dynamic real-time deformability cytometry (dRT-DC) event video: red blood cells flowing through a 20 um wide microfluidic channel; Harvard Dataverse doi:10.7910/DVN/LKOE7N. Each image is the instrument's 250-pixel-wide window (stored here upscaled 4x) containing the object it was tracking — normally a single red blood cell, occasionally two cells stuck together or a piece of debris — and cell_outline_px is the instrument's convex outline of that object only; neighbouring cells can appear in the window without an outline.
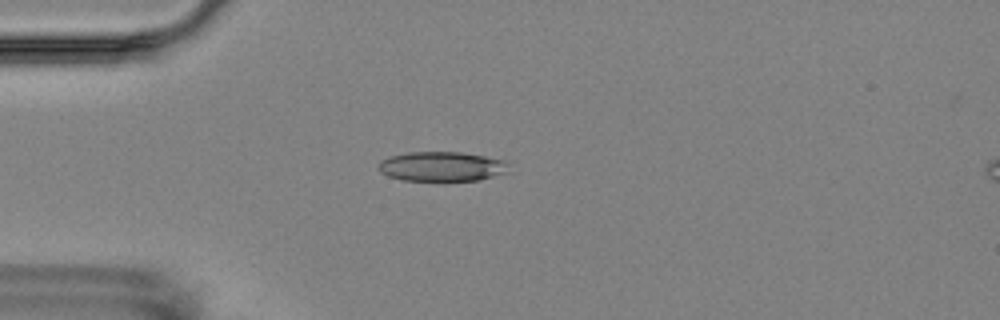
{"species": "Egyptian fruit bat (a non-hibernating species)", "species_latin": "Rousettus aegyptiacus", "temperature_condition": "room temperature", "stored_images_in_passage": 4, "camera_frame_rate_fps": 3000, "um_per_image_px": 0.085, "animal": {"sex": "female"}, "frame": {"image": 1, "passage_image": 3, "time_ms": 4.0, "image_size_px": [1000, 320], "cell_outline_px": [[508, 172], [480, 180], [404, 180], [388, 176], [380, 172], [380, 160], [388, 156], [408, 152], [460, 152], [508, 160]], "centroid_in_image_um": [37.58, 14.14], "position_along_channel_um": 47.4, "area_um2": 22.48}}